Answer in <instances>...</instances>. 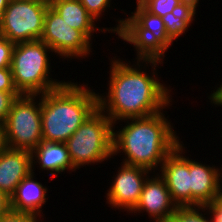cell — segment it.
I'll return each instance as SVG.
<instances>
[{"instance_id":"cell-1","label":"cell","mask_w":222,"mask_h":222,"mask_svg":"<svg viewBox=\"0 0 222 222\" xmlns=\"http://www.w3.org/2000/svg\"><path fill=\"white\" fill-rule=\"evenodd\" d=\"M115 55L108 57L111 62L105 87L108 92H98V107L113 124L148 117L173 107V88L163 83L158 75L157 67L159 69L165 63L163 58L135 57L131 63L129 59Z\"/></svg>"},{"instance_id":"cell-2","label":"cell","mask_w":222,"mask_h":222,"mask_svg":"<svg viewBox=\"0 0 222 222\" xmlns=\"http://www.w3.org/2000/svg\"><path fill=\"white\" fill-rule=\"evenodd\" d=\"M166 111L114 123L113 156L120 154L122 163L158 172L166 157L182 142ZM118 123L120 127L116 126Z\"/></svg>"},{"instance_id":"cell-3","label":"cell","mask_w":222,"mask_h":222,"mask_svg":"<svg viewBox=\"0 0 222 222\" xmlns=\"http://www.w3.org/2000/svg\"><path fill=\"white\" fill-rule=\"evenodd\" d=\"M88 85L67 80L58 88L41 94L43 141L65 143L99 108L98 92Z\"/></svg>"},{"instance_id":"cell-4","label":"cell","mask_w":222,"mask_h":222,"mask_svg":"<svg viewBox=\"0 0 222 222\" xmlns=\"http://www.w3.org/2000/svg\"><path fill=\"white\" fill-rule=\"evenodd\" d=\"M49 54L53 55V50L42 40L15 44L10 69L20 94L41 95L66 82L52 78L50 72H54L51 71L54 66Z\"/></svg>"},{"instance_id":"cell-5","label":"cell","mask_w":222,"mask_h":222,"mask_svg":"<svg viewBox=\"0 0 222 222\" xmlns=\"http://www.w3.org/2000/svg\"><path fill=\"white\" fill-rule=\"evenodd\" d=\"M65 143L70 161L76 170L111 161L112 158L115 160L113 123L100 108L91 114Z\"/></svg>"},{"instance_id":"cell-6","label":"cell","mask_w":222,"mask_h":222,"mask_svg":"<svg viewBox=\"0 0 222 222\" xmlns=\"http://www.w3.org/2000/svg\"><path fill=\"white\" fill-rule=\"evenodd\" d=\"M135 4L134 12H129L131 15L121 10L126 14L125 22L116 38L121 39L123 44L132 45L136 51L135 57L166 59V53L174 42L166 33L162 17L148 12L137 0Z\"/></svg>"},{"instance_id":"cell-7","label":"cell","mask_w":222,"mask_h":222,"mask_svg":"<svg viewBox=\"0 0 222 222\" xmlns=\"http://www.w3.org/2000/svg\"><path fill=\"white\" fill-rule=\"evenodd\" d=\"M5 146L34 150L42 141L41 95L18 96L4 123Z\"/></svg>"},{"instance_id":"cell-8","label":"cell","mask_w":222,"mask_h":222,"mask_svg":"<svg viewBox=\"0 0 222 222\" xmlns=\"http://www.w3.org/2000/svg\"><path fill=\"white\" fill-rule=\"evenodd\" d=\"M48 0H10L0 22V34L14 44L40 40Z\"/></svg>"},{"instance_id":"cell-9","label":"cell","mask_w":222,"mask_h":222,"mask_svg":"<svg viewBox=\"0 0 222 222\" xmlns=\"http://www.w3.org/2000/svg\"><path fill=\"white\" fill-rule=\"evenodd\" d=\"M40 40L53 50L56 58H63V63L65 60L72 62V59L82 62L83 58L88 59L93 55V43L81 31L69 26L50 5L47 8Z\"/></svg>"},{"instance_id":"cell-10","label":"cell","mask_w":222,"mask_h":222,"mask_svg":"<svg viewBox=\"0 0 222 222\" xmlns=\"http://www.w3.org/2000/svg\"><path fill=\"white\" fill-rule=\"evenodd\" d=\"M115 169L116 175L114 174L111 182H108L110 186H107L109 188L104 196L106 204L115 211L116 209L122 210L121 212L126 211L130 215L140 200L145 181L153 172L144 167L122 162Z\"/></svg>"},{"instance_id":"cell-11","label":"cell","mask_w":222,"mask_h":222,"mask_svg":"<svg viewBox=\"0 0 222 222\" xmlns=\"http://www.w3.org/2000/svg\"><path fill=\"white\" fill-rule=\"evenodd\" d=\"M178 205L172 200L165 180L158 172H153L145 181L140 200L130 213L148 215L151 222H166L176 211ZM146 212V213H145ZM143 213H145L143 215Z\"/></svg>"},{"instance_id":"cell-12","label":"cell","mask_w":222,"mask_h":222,"mask_svg":"<svg viewBox=\"0 0 222 222\" xmlns=\"http://www.w3.org/2000/svg\"><path fill=\"white\" fill-rule=\"evenodd\" d=\"M183 143L182 141L166 157L158 173L165 180L172 200L178 206H190V156L187 155L188 150Z\"/></svg>"},{"instance_id":"cell-13","label":"cell","mask_w":222,"mask_h":222,"mask_svg":"<svg viewBox=\"0 0 222 222\" xmlns=\"http://www.w3.org/2000/svg\"><path fill=\"white\" fill-rule=\"evenodd\" d=\"M207 162L189 158L190 206H203L220 198L221 167Z\"/></svg>"},{"instance_id":"cell-14","label":"cell","mask_w":222,"mask_h":222,"mask_svg":"<svg viewBox=\"0 0 222 222\" xmlns=\"http://www.w3.org/2000/svg\"><path fill=\"white\" fill-rule=\"evenodd\" d=\"M50 6L60 14L63 20L74 29L81 31L92 43L94 33H110L118 36L124 27L125 18L115 19L114 27H99L97 20L91 16L79 0H49ZM96 22V23H95Z\"/></svg>"},{"instance_id":"cell-15","label":"cell","mask_w":222,"mask_h":222,"mask_svg":"<svg viewBox=\"0 0 222 222\" xmlns=\"http://www.w3.org/2000/svg\"><path fill=\"white\" fill-rule=\"evenodd\" d=\"M32 171L31 151L4 147L0 150V190L10 198Z\"/></svg>"},{"instance_id":"cell-16","label":"cell","mask_w":222,"mask_h":222,"mask_svg":"<svg viewBox=\"0 0 222 222\" xmlns=\"http://www.w3.org/2000/svg\"><path fill=\"white\" fill-rule=\"evenodd\" d=\"M31 163L32 172L39 167L38 170L47 171V176L53 180L65 171L70 174L77 171L70 161L66 143L42 141L31 151Z\"/></svg>"},{"instance_id":"cell-17","label":"cell","mask_w":222,"mask_h":222,"mask_svg":"<svg viewBox=\"0 0 222 222\" xmlns=\"http://www.w3.org/2000/svg\"><path fill=\"white\" fill-rule=\"evenodd\" d=\"M34 172H30L17 186L11 197V210L22 213H33L44 217V205L48 201V187L39 182Z\"/></svg>"},{"instance_id":"cell-18","label":"cell","mask_w":222,"mask_h":222,"mask_svg":"<svg viewBox=\"0 0 222 222\" xmlns=\"http://www.w3.org/2000/svg\"><path fill=\"white\" fill-rule=\"evenodd\" d=\"M197 10L193 5H187L180 11H174L162 17L166 33L173 42L175 40L177 42V39L184 34L186 36V32H188L190 26L192 27L191 24L196 21Z\"/></svg>"},{"instance_id":"cell-19","label":"cell","mask_w":222,"mask_h":222,"mask_svg":"<svg viewBox=\"0 0 222 222\" xmlns=\"http://www.w3.org/2000/svg\"><path fill=\"white\" fill-rule=\"evenodd\" d=\"M148 12L160 17L184 9L188 4L184 0H137Z\"/></svg>"},{"instance_id":"cell-20","label":"cell","mask_w":222,"mask_h":222,"mask_svg":"<svg viewBox=\"0 0 222 222\" xmlns=\"http://www.w3.org/2000/svg\"><path fill=\"white\" fill-rule=\"evenodd\" d=\"M166 222H211L203 206H178Z\"/></svg>"},{"instance_id":"cell-21","label":"cell","mask_w":222,"mask_h":222,"mask_svg":"<svg viewBox=\"0 0 222 222\" xmlns=\"http://www.w3.org/2000/svg\"><path fill=\"white\" fill-rule=\"evenodd\" d=\"M79 1L82 3L87 12L98 21V23L101 22L102 18L103 19L105 18L103 17V15L105 16V14H108V9L109 11L111 10L110 8L114 10L113 7H115L111 5L113 4L111 2L112 0H79Z\"/></svg>"},{"instance_id":"cell-22","label":"cell","mask_w":222,"mask_h":222,"mask_svg":"<svg viewBox=\"0 0 222 222\" xmlns=\"http://www.w3.org/2000/svg\"><path fill=\"white\" fill-rule=\"evenodd\" d=\"M44 218L46 217L33 213H22L10 210L0 219V222H42Z\"/></svg>"},{"instance_id":"cell-23","label":"cell","mask_w":222,"mask_h":222,"mask_svg":"<svg viewBox=\"0 0 222 222\" xmlns=\"http://www.w3.org/2000/svg\"><path fill=\"white\" fill-rule=\"evenodd\" d=\"M15 44L0 34V68H10Z\"/></svg>"},{"instance_id":"cell-24","label":"cell","mask_w":222,"mask_h":222,"mask_svg":"<svg viewBox=\"0 0 222 222\" xmlns=\"http://www.w3.org/2000/svg\"><path fill=\"white\" fill-rule=\"evenodd\" d=\"M20 95L19 92L0 91V123H5L14 100Z\"/></svg>"},{"instance_id":"cell-25","label":"cell","mask_w":222,"mask_h":222,"mask_svg":"<svg viewBox=\"0 0 222 222\" xmlns=\"http://www.w3.org/2000/svg\"><path fill=\"white\" fill-rule=\"evenodd\" d=\"M0 91L18 92L14 85L12 71L10 68H0Z\"/></svg>"},{"instance_id":"cell-26","label":"cell","mask_w":222,"mask_h":222,"mask_svg":"<svg viewBox=\"0 0 222 222\" xmlns=\"http://www.w3.org/2000/svg\"><path fill=\"white\" fill-rule=\"evenodd\" d=\"M206 210L211 222H222V199H215L213 202L205 204Z\"/></svg>"},{"instance_id":"cell-27","label":"cell","mask_w":222,"mask_h":222,"mask_svg":"<svg viewBox=\"0 0 222 222\" xmlns=\"http://www.w3.org/2000/svg\"><path fill=\"white\" fill-rule=\"evenodd\" d=\"M217 83V85L214 87L215 89L211 91L210 94H207V98L209 99L210 102L209 104L213 105H222V82ZM218 86V87H217Z\"/></svg>"},{"instance_id":"cell-28","label":"cell","mask_w":222,"mask_h":222,"mask_svg":"<svg viewBox=\"0 0 222 222\" xmlns=\"http://www.w3.org/2000/svg\"><path fill=\"white\" fill-rule=\"evenodd\" d=\"M11 210V198L0 190V219Z\"/></svg>"},{"instance_id":"cell-29","label":"cell","mask_w":222,"mask_h":222,"mask_svg":"<svg viewBox=\"0 0 222 222\" xmlns=\"http://www.w3.org/2000/svg\"><path fill=\"white\" fill-rule=\"evenodd\" d=\"M5 147L4 141V124L0 123V150Z\"/></svg>"},{"instance_id":"cell-30","label":"cell","mask_w":222,"mask_h":222,"mask_svg":"<svg viewBox=\"0 0 222 222\" xmlns=\"http://www.w3.org/2000/svg\"><path fill=\"white\" fill-rule=\"evenodd\" d=\"M10 0H0V22L3 15L4 10L8 6Z\"/></svg>"},{"instance_id":"cell-31","label":"cell","mask_w":222,"mask_h":222,"mask_svg":"<svg viewBox=\"0 0 222 222\" xmlns=\"http://www.w3.org/2000/svg\"><path fill=\"white\" fill-rule=\"evenodd\" d=\"M188 5H193L196 8H199L198 6L200 5L199 2L200 0H184Z\"/></svg>"},{"instance_id":"cell-32","label":"cell","mask_w":222,"mask_h":222,"mask_svg":"<svg viewBox=\"0 0 222 222\" xmlns=\"http://www.w3.org/2000/svg\"><path fill=\"white\" fill-rule=\"evenodd\" d=\"M222 166V164H220ZM221 195H222V167H221Z\"/></svg>"}]
</instances>
